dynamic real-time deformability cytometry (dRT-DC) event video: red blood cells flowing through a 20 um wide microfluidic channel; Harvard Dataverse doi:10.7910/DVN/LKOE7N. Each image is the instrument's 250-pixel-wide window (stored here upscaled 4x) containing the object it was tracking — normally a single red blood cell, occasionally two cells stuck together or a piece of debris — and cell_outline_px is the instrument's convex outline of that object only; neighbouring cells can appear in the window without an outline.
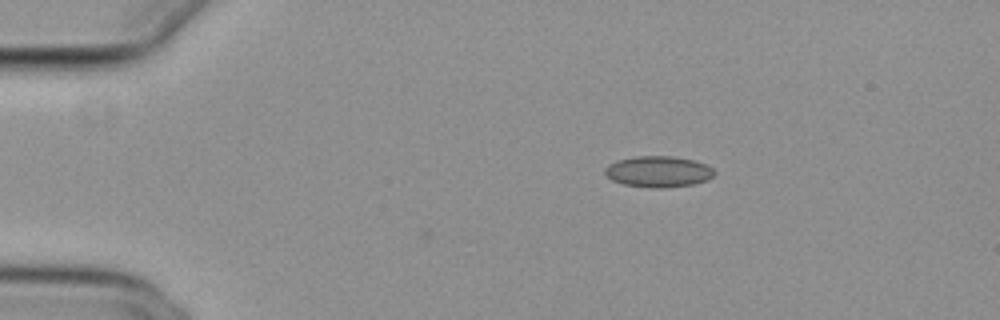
{"species": "common noctule bat (a hibernating species)", "species_latin": "Nyctalus noctula", "temperature_condition": "cold", "stored_images_in_passage": 4, "camera_frame_rate_fps": 3000, "um_per_image_px": 0.085, "animal": {"sex": "female", "body_mass_g": 29.2, "forearm_length_mm": 56.3}, "frame": {"image": 1, "passage_image": 1, "time_ms": 0.0, "image_size_px": [1000, 320], "cell_outline_px": [[716, 172], [708, 180], [692, 184], [664, 188], [648, 188], [624, 184], [612, 180], [604, 172], [604, 168], [608, 164], [616, 160], [636, 156], [672, 156], [696, 160], [712, 168]], "centroid_in_image_um": [55.95, 14.58], "position_along_channel_um": 29.1, "area_um2": 19.94}}